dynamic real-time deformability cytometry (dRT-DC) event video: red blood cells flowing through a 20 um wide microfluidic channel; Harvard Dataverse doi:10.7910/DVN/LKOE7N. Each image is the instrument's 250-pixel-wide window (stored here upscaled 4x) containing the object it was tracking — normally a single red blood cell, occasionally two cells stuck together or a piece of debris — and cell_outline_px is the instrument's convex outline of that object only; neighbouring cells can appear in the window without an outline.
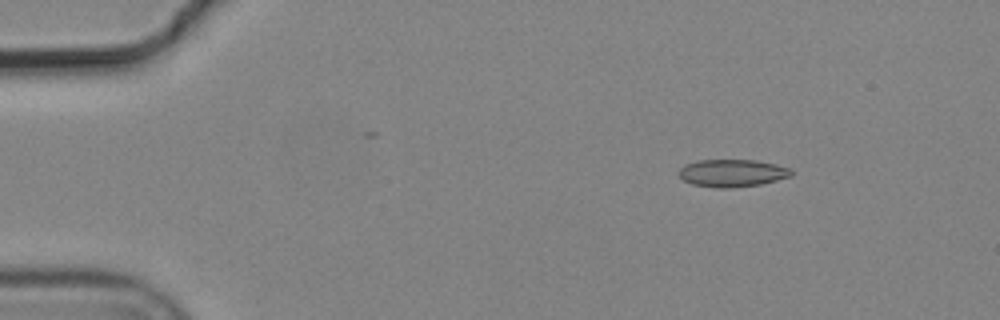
{"species": "common noctule bat (a hibernating species)", "species_latin": "Nyctalus noctula", "temperature_condition": "cold", "stored_images_in_passage": 5, "camera_frame_rate_fps": 3000, "um_per_image_px": 0.085, "animal": {"sex": "male", "body_mass_g": 19.2, "forearm_length_mm": 51.8}, "frame": {"image": 1, "passage_image": 2, "time_ms": 0.333, "image_size_px": [1000, 320], "cell_outline_px": [[792, 176], [760, 184], [732, 188], [720, 188], [692, 184], [684, 180], [676, 172], [684, 164], [700, 160], [756, 160], [776, 164], [792, 168]], "centroid_in_image_um": [62.24, 14.7], "position_along_channel_um": 22.8, "area_um2": 18.09}}
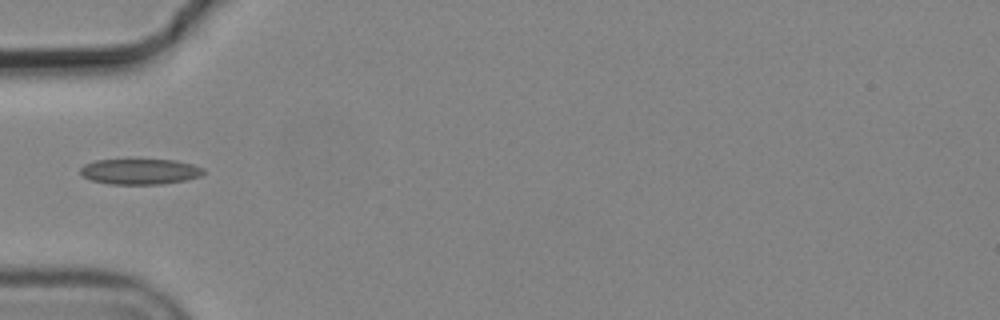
{"frame": {"image": 2, "passage_image": 5, "time_ms": 1.333, "image_size_px": [1000, 320], "cell_outline_px": [[204, 172], [200, 176], [184, 180], [164, 184], [108, 184], [92, 180], [80, 176], [80, 168], [84, 164], [96, 160], [176, 160], [192, 164], [204, 168]], "centroid_in_image_um": [11.87, 14.58], "position_along_channel_um": 73.1, "area_um2": 18.38}}